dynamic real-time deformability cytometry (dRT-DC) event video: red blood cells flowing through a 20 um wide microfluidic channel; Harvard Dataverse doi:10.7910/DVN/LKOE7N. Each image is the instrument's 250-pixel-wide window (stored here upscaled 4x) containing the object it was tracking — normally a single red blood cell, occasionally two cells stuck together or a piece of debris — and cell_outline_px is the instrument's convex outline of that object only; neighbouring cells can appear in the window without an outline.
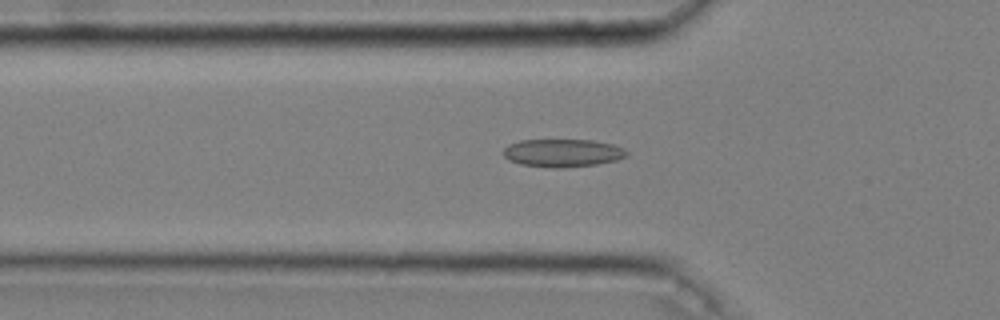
{"species": "common noctule bat (a hibernating species)", "species_latin": "Nyctalus noctula", "temperature_condition": "cold", "stored_images_in_passage": 42, "camera_frame_rate_fps": 3000, "um_per_image_px": 0.085, "animal": {"sex": "male", "body_mass_g": 20.4}, "frame": {"image": 1, "passage_image": 8, "time_ms": 2.333, "image_size_px": [1000, 320], "cell_outline_px": [[628, 156], [616, 160], [596, 164], [560, 168], [552, 168], [520, 164], [508, 160], [504, 156], [504, 148], [508, 144], [520, 140], [592, 140], [612, 144], [624, 148], [628, 152]], "centroid_in_image_um": [47.82, 13.0], "position_along_channel_um": 78.0, "area_um2": 20.11}}
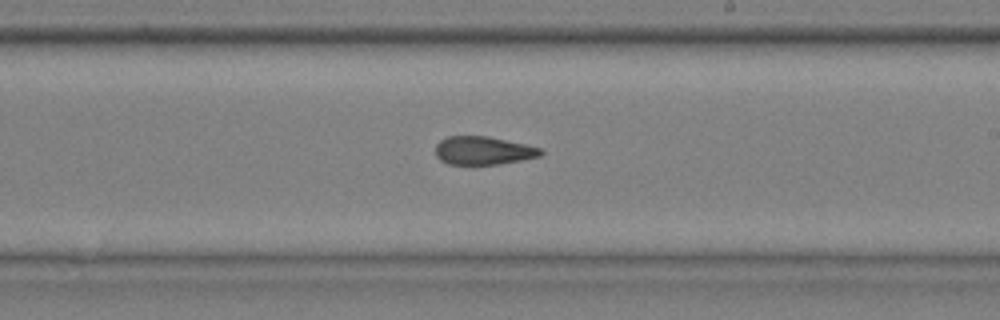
{"frame": {"image": 2, "passage_image": 22, "time_ms": 7.0, "image_size_px": [1000, 320], "cell_outline_px": [[544, 152], [540, 156], [500, 164], [448, 164], [440, 160], [436, 156], [436, 144], [440, 140], [448, 136], [488, 136], [524, 144], [540, 148]], "centroid_in_image_um": [41.05, 12.8], "position_along_channel_um": 247.9, "area_um2": 17.22}}
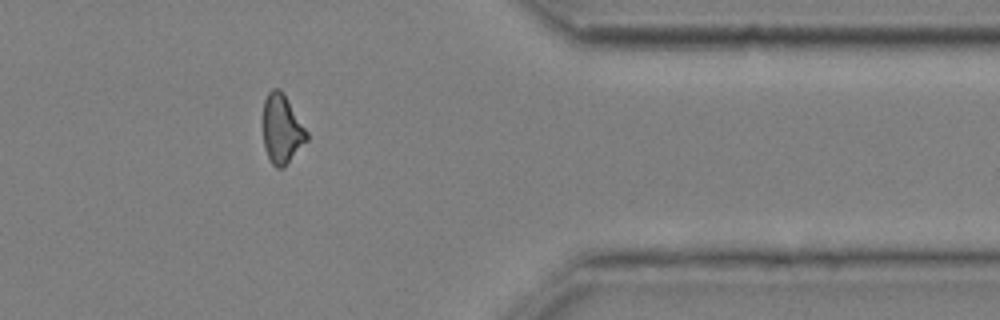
{"frame": {"image": 3, "passage_image": 35, "time_ms": 11.333, "image_size_px": [1000, 320], "cell_outline_px": [[308, 140], [284, 168], [276, 168], [272, 164], [264, 148], [264, 100], [268, 92], [272, 88], [280, 88], [284, 92], [308, 132]], "centroid_in_image_um": [23.98, 10.97], "position_along_channel_um": 387.4, "area_um2": 17.74}}